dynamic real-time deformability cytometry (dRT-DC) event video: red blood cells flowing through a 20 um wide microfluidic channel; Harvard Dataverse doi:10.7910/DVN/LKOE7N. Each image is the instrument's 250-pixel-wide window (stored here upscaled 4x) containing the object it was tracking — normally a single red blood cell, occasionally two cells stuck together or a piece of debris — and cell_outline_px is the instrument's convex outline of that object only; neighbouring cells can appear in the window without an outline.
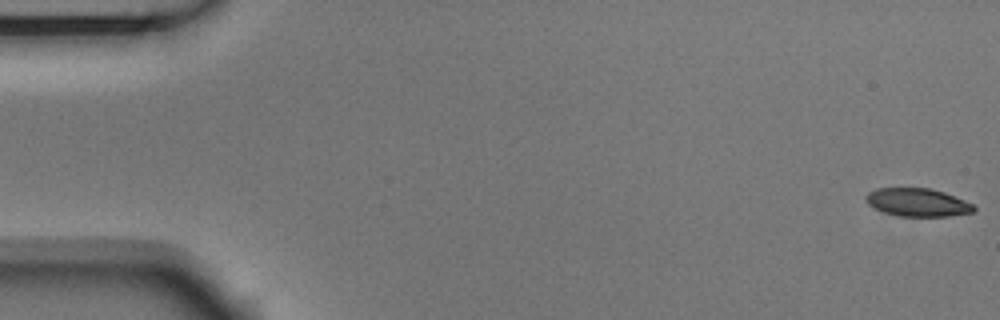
{"species": "Egyptian fruit bat (a non-hibernating species)", "species_latin": "Rousettus aegyptiacus", "temperature_condition": "room temperature", "stored_images_in_passage": 14, "camera_frame_rate_fps": 3000, "um_per_image_px": 0.085, "animal": {"sex": "male"}, "frame": {"image": 1, "passage_image": 1, "time_ms": 0.0, "image_size_px": [1000, 320], "cell_outline_px": [[976, 208], [972, 212], [948, 216], [896, 216], [884, 212], [868, 204], [864, 200], [864, 196], [868, 192], [876, 188], [928, 188], [944, 192], [964, 200], [972, 204]], "centroid_in_image_um": [77.95, 17.2], "position_along_channel_um": 7.1, "area_um2": 17.63}}